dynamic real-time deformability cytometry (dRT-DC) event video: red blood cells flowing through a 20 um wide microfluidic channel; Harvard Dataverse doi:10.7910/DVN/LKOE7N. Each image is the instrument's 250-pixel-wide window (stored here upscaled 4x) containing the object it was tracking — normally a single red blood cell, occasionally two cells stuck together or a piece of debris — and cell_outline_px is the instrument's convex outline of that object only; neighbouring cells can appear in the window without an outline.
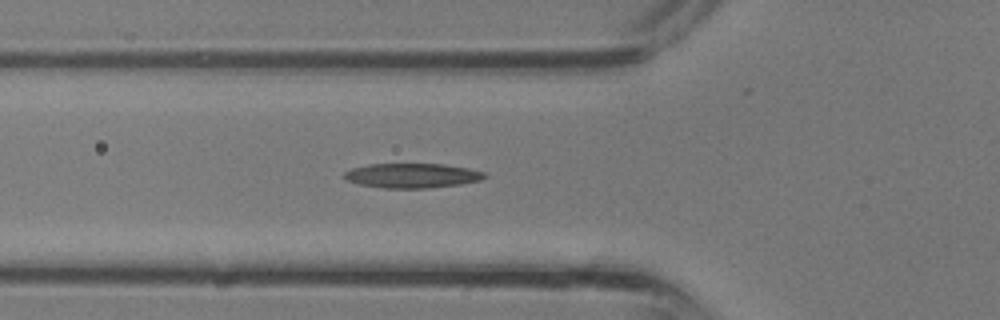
{"species": "common noctule bat (a hibernating species)", "species_latin": "Nyctalus noctula", "temperature_condition": "room temperature", "stored_images_in_passage": 33, "camera_frame_rate_fps": 3000, "um_per_image_px": 0.085, "animal": {"sex": "male", "body_mass_g": 13.3}, "frame": {"image": 1, "passage_image": 10, "time_ms": 3.0, "image_size_px": [1000, 320], "cell_outline_px": [[488, 176], [480, 180], [460, 184], [428, 188], [384, 188], [360, 184], [348, 180], [340, 176], [344, 172], [352, 168], [368, 164], [440, 164], [468, 168], [484, 172]], "centroid_in_image_um": [35.0, 14.92], "position_along_channel_um": 90.8, "area_um2": 20.06}}
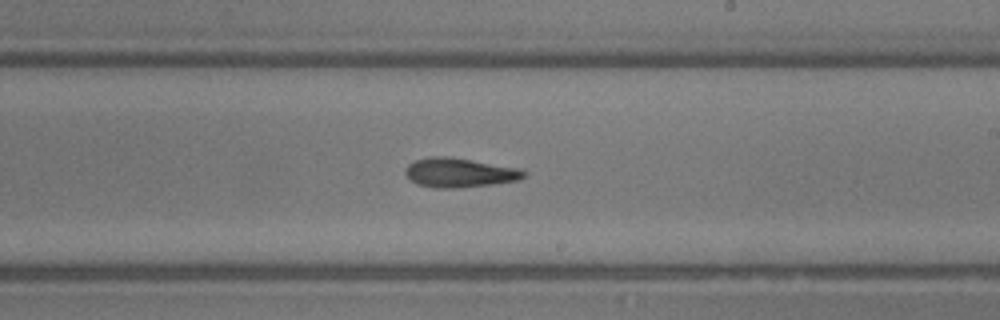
{"frame": {"image": 2, "passage_image": 18, "time_ms": 5.667, "image_size_px": [1000, 320], "cell_outline_px": [[528, 172], [520, 180], [492, 184], [456, 188], [432, 188], [416, 184], [408, 180], [404, 172], [404, 168], [408, 164], [416, 160], [468, 160], [520, 168]], "centroid_in_image_um": [39.08, 14.75], "position_along_channel_um": 249.9, "area_um2": 19.36}}
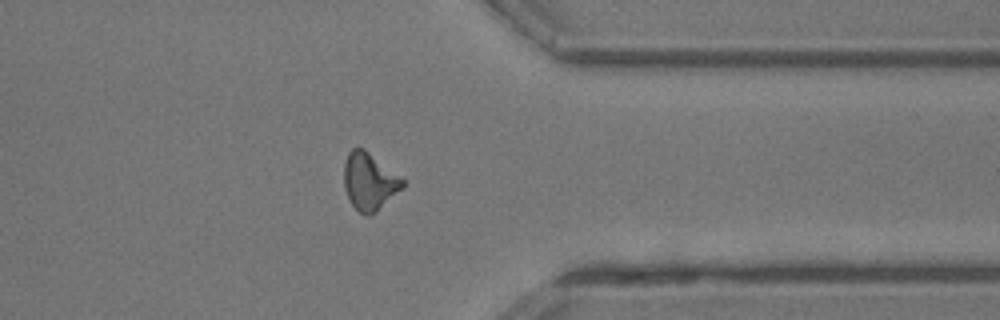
{"frame": {"image": 3, "passage_image": 25, "time_ms": 8.0, "image_size_px": [1000, 320], "cell_outline_px": [[404, 188], [376, 212], [368, 216], [360, 212], [352, 204], [344, 188], [344, 164], [348, 152], [352, 148], [364, 148], [404, 180]], "centroid_in_image_um": [31.4, 15.43], "position_along_channel_um": 380.0, "area_um2": 19.42}}